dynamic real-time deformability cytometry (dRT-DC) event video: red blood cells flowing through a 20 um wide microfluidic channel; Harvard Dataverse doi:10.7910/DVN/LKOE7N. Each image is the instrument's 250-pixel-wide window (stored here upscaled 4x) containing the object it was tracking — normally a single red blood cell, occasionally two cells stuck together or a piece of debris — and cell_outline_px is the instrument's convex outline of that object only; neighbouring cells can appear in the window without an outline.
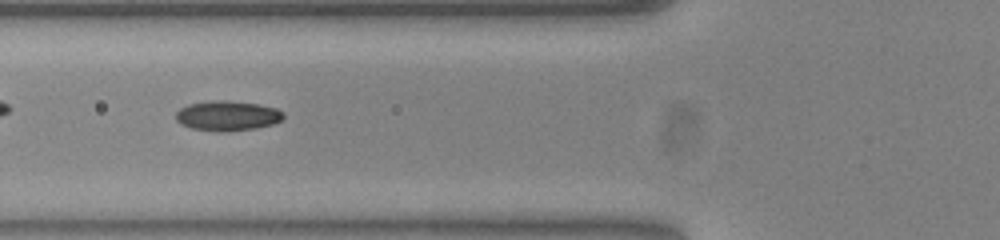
{"species": "common noctule bat (a hibernating species)", "species_latin": "Nyctalus noctula", "temperature_condition": "warm", "stored_images_in_passage": 39, "camera_frame_rate_fps": 3000, "um_per_image_px": 0.085, "animal": {"sex": "female", "body_mass_g": 23.0, "forearm_length_mm": 53.4}, "frame": {"image": 1, "passage_image": 6, "time_ms": 1.667, "image_size_px": [1000, 240], "cell_outline_px": [[284, 116], [280, 120], [272, 124], [256, 128], [224, 132], [220, 132], [192, 128], [180, 124], [176, 120], [176, 112], [180, 108], [188, 104], [212, 100], [224, 100], [260, 104], [276, 108], [284, 112]], "centroid_in_image_um": [19.32, 9.83], "position_along_channel_um": 106.5, "area_um2": 18.84}}
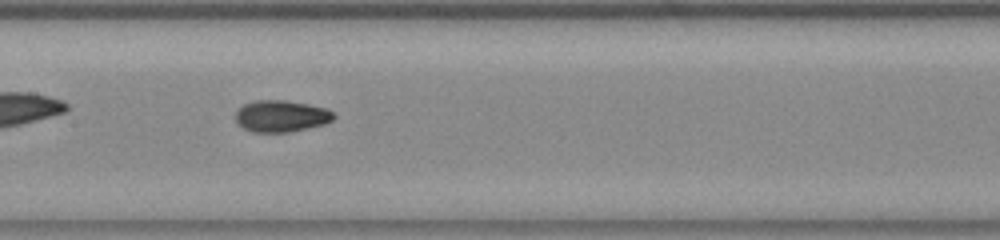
{"frame": {"image": 2, "passage_image": 12, "time_ms": 3.667, "image_size_px": [1000, 240], "cell_outline_px": [[336, 116], [332, 120], [324, 124], [288, 132], [252, 132], [244, 128], [236, 120], [236, 112], [244, 104], [256, 100], [284, 100], [308, 104], [328, 108]], "centroid_in_image_um": [23.92, 9.86], "position_along_channel_um": 183.5, "area_um2": 17.98}}
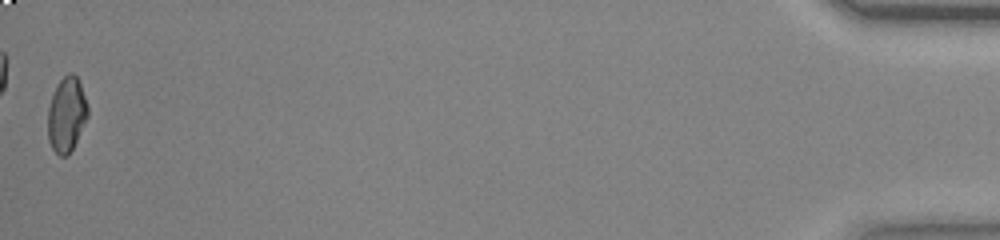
{"frame": {"image": 3, "passage_image": 39, "time_ms": 12.667, "image_size_px": [1000, 240], "cell_outline_px": [[88, 116], [68, 156], [60, 156], [52, 148], [48, 140], [48, 108], [52, 96], [60, 80], [68, 72], [72, 72], [76, 76], [80, 84], [88, 108]], "centroid_in_image_um": [5.65, 9.74], "position_along_channel_um": 429.6, "area_um2": 17.11}, "authors_computed_cell_mechanics": {"area_um2": 17.6868, "velocity_mm_per_s": 3.8458, "shape_relaxation_time_tau1_ms": 8.0583, "shape_relaxation_time_tau2_ms": 1.4445, "deformation_change_tau1": 0.205, "deformation_change_tau2": 0.0402}}